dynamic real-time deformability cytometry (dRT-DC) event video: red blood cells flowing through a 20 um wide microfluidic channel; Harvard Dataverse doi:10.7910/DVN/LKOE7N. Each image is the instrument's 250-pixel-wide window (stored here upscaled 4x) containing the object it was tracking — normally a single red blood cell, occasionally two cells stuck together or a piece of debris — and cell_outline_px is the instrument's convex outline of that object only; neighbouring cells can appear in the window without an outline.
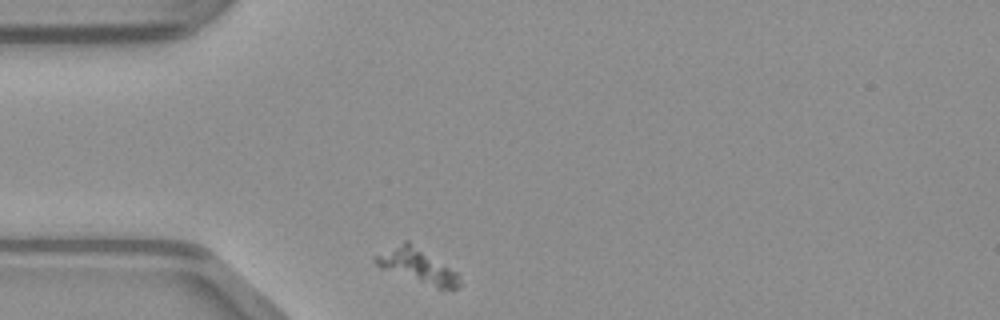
{"species": "common noctule bat (a hibernating species)", "species_latin": "Nyctalus noctula", "temperature_condition": "warm", "stored_images_in_passage": 31, "camera_frame_rate_fps": 3000, "um_per_image_px": 0.085, "animal": {"sex": "male", "body_mass_g": 23.1, "forearm_length_mm": 52.7}, "frame": {"image": 1, "passage_image": 1, "time_ms": 0.0, "image_size_px": [1000, 320], "cell_outline_px": [[460, 284], [456, 288], [436, 288], [380, 268], [372, 260], [376, 256], [404, 240], [408, 240], [456, 272], [460, 280]], "centroid_in_image_um": [35.45, 22.6], "position_along_channel_um": 49.5, "area_um2": 16.3}}
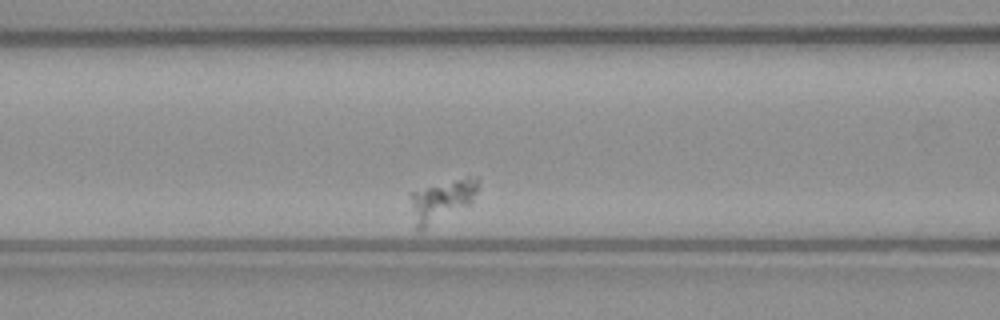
{"frame": {"image": 2, "passage_image": 9, "time_ms": 2.667, "image_size_px": [1000, 320], "cell_outline_px": [[480, 180], [476, 192], [472, 200], [468, 204], [420, 232], [416, 232], [412, 228], [408, 196], [412, 192], [468, 176]], "centroid_in_image_um": [37.43, 17.13], "position_along_channel_um": 129.2, "area_um2": 16.47}}
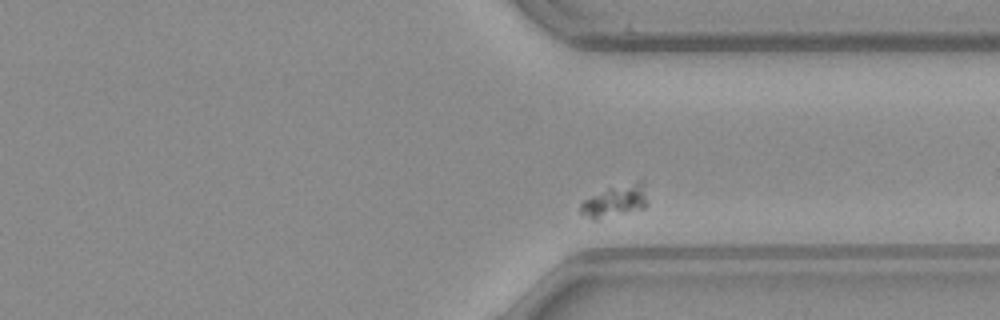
{"frame": {"image": 3, "passage_image": 28, "time_ms": 9.0, "image_size_px": [1000, 320], "cell_outline_px": [[648, 204], [644, 208], [596, 220], [592, 220], [580, 212], [580, 204], [584, 200], [608, 188], [640, 180], [644, 180]], "centroid_in_image_um": [52.33, 17.08], "position_along_channel_um": 359.1, "area_um2": 12.48}}